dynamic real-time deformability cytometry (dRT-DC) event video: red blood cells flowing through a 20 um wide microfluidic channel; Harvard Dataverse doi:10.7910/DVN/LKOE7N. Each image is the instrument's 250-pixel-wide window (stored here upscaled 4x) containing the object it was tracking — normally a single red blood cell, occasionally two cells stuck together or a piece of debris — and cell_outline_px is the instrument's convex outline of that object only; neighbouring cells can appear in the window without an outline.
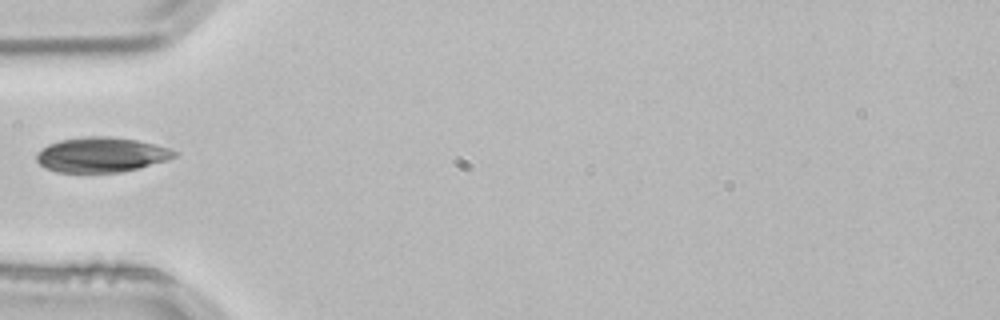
{"species": "common noctule bat (a hibernating species)", "species_latin": "Nyctalus noctula", "temperature_condition": "room temperature", "stored_images_in_passage": 3, "camera_frame_rate_fps": 3000, "um_per_image_px": 0.085, "animal": {"sex": "male", "body_mass_g": 21.5, "forearm_length_mm": 52.0}, "frame": {"image": 1, "passage_image": 3, "time_ms": 0.667, "image_size_px": [1000, 320], "cell_outline_px": [[176, 156], [168, 160], [120, 172], [56, 172], [40, 164], [36, 160], [36, 156], [48, 144], [60, 140], [84, 136], [112, 136], [136, 140], [172, 148], [176, 152]], "centroid_in_image_um": [8.63, 13.14], "position_along_channel_um": 76.4, "area_um2": 27.86}}